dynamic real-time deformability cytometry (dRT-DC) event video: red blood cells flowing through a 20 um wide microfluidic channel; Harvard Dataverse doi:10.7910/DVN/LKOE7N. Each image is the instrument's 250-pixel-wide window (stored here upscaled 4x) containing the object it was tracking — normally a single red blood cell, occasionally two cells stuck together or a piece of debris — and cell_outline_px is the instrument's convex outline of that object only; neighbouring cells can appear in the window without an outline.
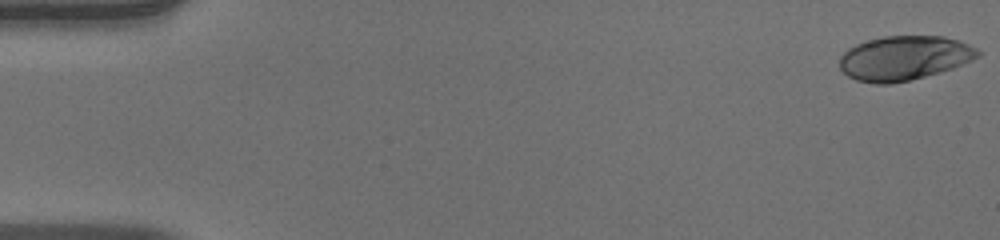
{"species": "human", "species_latin": "Homo sapiens", "temperature_condition": "warm", "stored_images_in_passage": 52, "camera_frame_rate_fps": 3000, "um_per_image_px": 0.085, "donor": {"sex": "male"}, "frame": {"image": 1, "passage_image": 1, "time_ms": 0.0, "image_size_px": [1000, 240], "cell_outline_px": [[980, 56], [972, 60], [952, 68], [924, 76], [892, 84], [876, 84], [856, 80], [848, 76], [840, 68], [840, 56], [848, 48], [856, 44], [868, 40], [884, 36], [944, 36], [960, 40], [976, 48], [980, 52]], "centroid_in_image_um": [76.85, 4.92], "position_along_channel_um": 8.2, "area_um2": 35.66}}
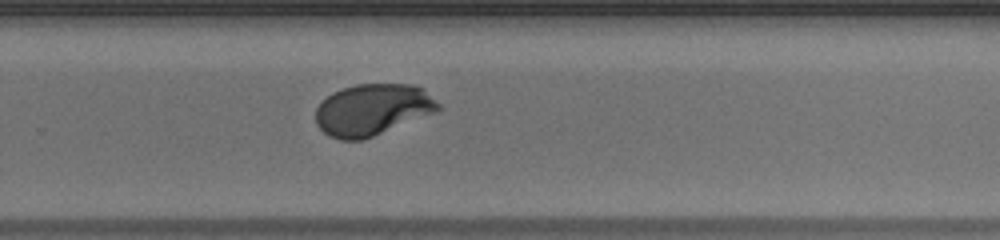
{"frame": {"image": 2, "passage_image": 35, "time_ms": 11.333, "image_size_px": [1000, 240], "cell_outline_px": [[440, 108], [436, 112], [364, 140], [340, 140], [328, 136], [316, 124], [316, 108], [332, 92], [356, 84], [412, 84], [424, 88], [440, 104]], "centroid_in_image_um": [31.67, 9.33], "position_along_channel_um": 298.1, "area_um2": 36.88}}
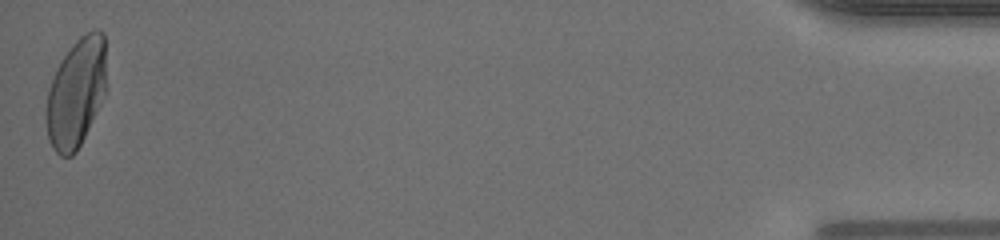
{"frame": {"image": 3, "passage_image": 52, "time_ms": 17.0, "image_size_px": [1000, 240], "cell_outline_px": [[108, 88], [76, 152], [72, 156], [60, 156], [52, 148], [48, 140], [48, 88], [56, 68], [72, 44], [80, 36], [96, 28], [104, 32]], "centroid_in_image_um": [6.53, 7.83], "position_along_channel_um": 428.7, "area_um2": 38.21}, "authors_computed_cell_mechanics": {"area_um2": 36.9053, "velocity_mm_per_s": 3.9403, "shape_relaxation_time_tau1_ms": 4.2486, "shape_relaxation_time_tau2_ms": null, "deformation_change_tau1": 0.2209, "deformation_change_tau2": null}}